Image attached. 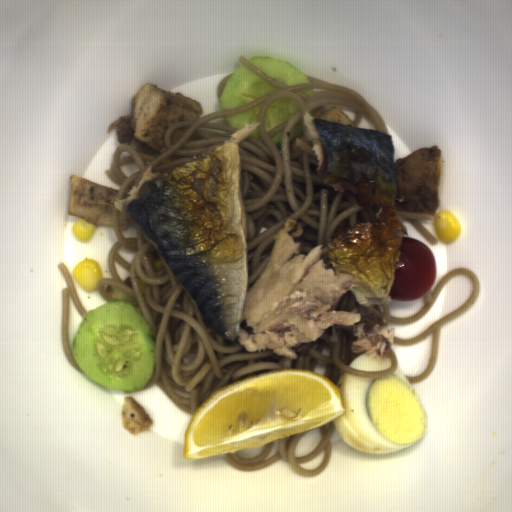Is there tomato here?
I'll return each instance as SVG.
<instances>
[{
	"instance_id": "obj_1",
	"label": "tomato",
	"mask_w": 512,
	"mask_h": 512,
	"mask_svg": "<svg viewBox=\"0 0 512 512\" xmlns=\"http://www.w3.org/2000/svg\"><path fill=\"white\" fill-rule=\"evenodd\" d=\"M400 259L395 268L391 299L411 300L426 295L437 278L433 251L415 237H403Z\"/></svg>"
}]
</instances>
